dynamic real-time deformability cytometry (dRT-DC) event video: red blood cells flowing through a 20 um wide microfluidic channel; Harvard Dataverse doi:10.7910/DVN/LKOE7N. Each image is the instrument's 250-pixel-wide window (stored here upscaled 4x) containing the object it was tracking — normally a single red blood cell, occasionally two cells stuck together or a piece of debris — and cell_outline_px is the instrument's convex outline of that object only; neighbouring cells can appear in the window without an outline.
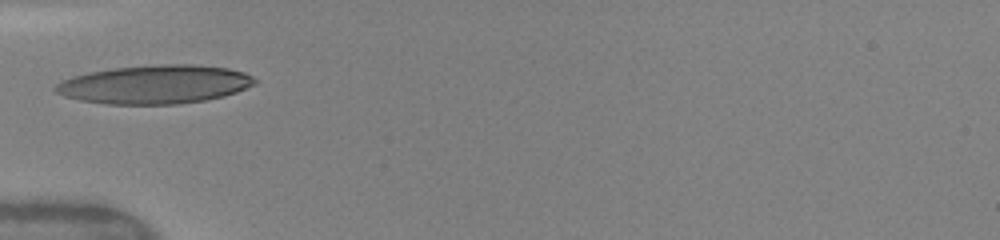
{"species": "human", "species_latin": "Homo sapiens", "temperature_condition": "warm", "stored_images_in_passage": 2, "camera_frame_rate_fps": 3000, "um_per_image_px": 0.085, "donor": {"sex": "female"}, "frame": {"image": 1, "passage_image": 1, "time_ms": 0.0, "image_size_px": [1000, 240], "cell_outline_px": [[260, 80], [256, 84], [236, 92], [224, 96], [204, 100], [176, 104], [108, 104], [80, 100], [64, 96], [56, 92], [52, 88], [56, 84], [72, 76], [88, 72], [116, 68], [160, 64], [192, 64], [228, 68], [244, 72]], "centroid_in_image_um": [13.19, 7.17], "position_along_channel_um": 71.8, "area_um2": 44.85}}